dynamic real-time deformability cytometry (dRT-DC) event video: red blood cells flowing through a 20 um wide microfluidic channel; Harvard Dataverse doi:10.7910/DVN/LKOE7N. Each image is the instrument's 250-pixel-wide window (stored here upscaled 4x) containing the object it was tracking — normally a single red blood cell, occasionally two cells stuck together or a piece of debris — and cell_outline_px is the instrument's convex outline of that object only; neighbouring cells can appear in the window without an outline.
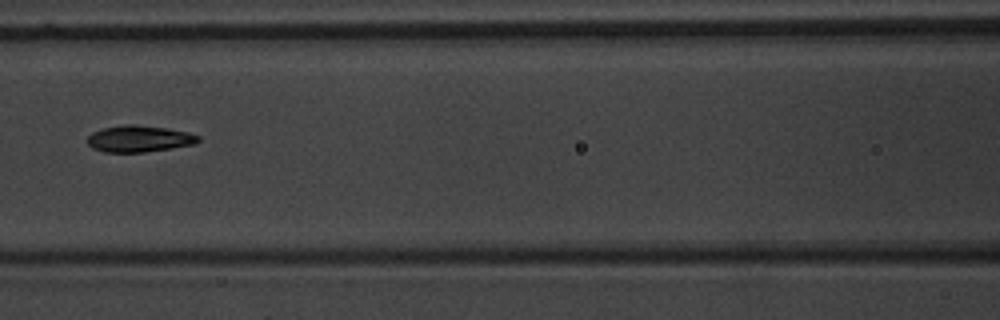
{"species": "common noctule bat (a hibernating species)", "species_latin": "Nyctalus noctula", "temperature_condition": "warm", "stored_images_in_passage": 8, "camera_frame_rate_fps": 3000, "um_per_image_px": 0.085, "animal": {"sex": "male", "body_mass_g": 20.1, "forearm_length_mm": 53.5}, "frame": {"image": 1, "passage_image": 8, "time_ms": 9.333, "image_size_px": [1000, 320], "cell_outline_px": [[200, 140], [196, 144], [172, 148], [144, 152], [104, 152], [92, 148], [88, 144], [88, 136], [92, 132], [104, 128], [128, 124], [136, 124], [168, 128], [188, 132], [200, 136]], "centroid_in_image_um": [11.86, 11.79], "position_along_channel_um": 154.7, "area_um2": 17.22}}